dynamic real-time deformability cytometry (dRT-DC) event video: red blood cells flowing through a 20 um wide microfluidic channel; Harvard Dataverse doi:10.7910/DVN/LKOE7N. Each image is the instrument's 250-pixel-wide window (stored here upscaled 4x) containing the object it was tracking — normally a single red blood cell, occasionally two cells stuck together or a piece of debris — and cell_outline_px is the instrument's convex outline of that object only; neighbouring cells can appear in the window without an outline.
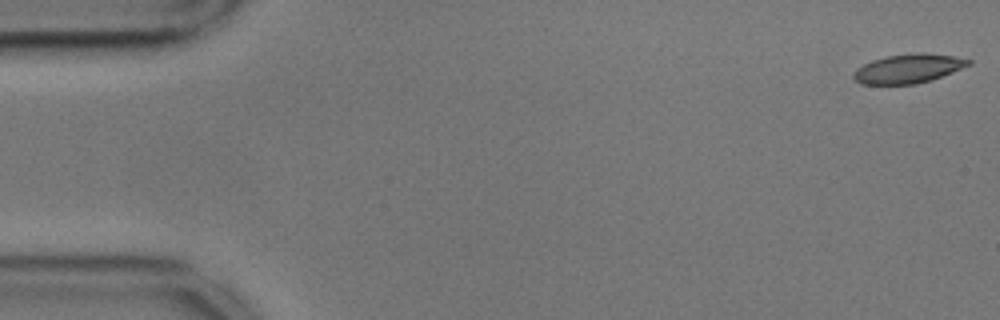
{"species": "common noctule bat (a hibernating species)", "species_latin": "Nyctalus noctula", "temperature_condition": "cold", "stored_images_in_passage": 55, "camera_frame_rate_fps": 3000, "um_per_image_px": 0.085, "animal": {"sex": "male", "body_mass_g": 17.9, "forearm_length_mm": 54.2}, "frame": {"image": 1, "passage_image": 1, "time_ms": 0.0, "image_size_px": [1000, 320], "cell_outline_px": [[972, 64], [932, 80], [916, 84], [860, 84], [852, 80], [852, 72], [856, 68], [872, 60], [888, 56], [920, 52], [924, 52], [952, 56], [972, 60]], "centroid_in_image_um": [77.17, 5.84], "position_along_channel_um": 7.8, "area_um2": 19.59}}
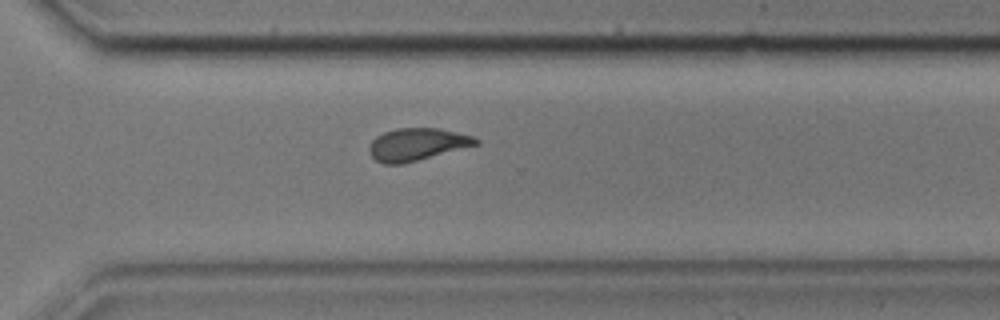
{"frame": {"image": 2, "passage_image": 39, "time_ms": 12.667, "image_size_px": [1000, 320], "cell_outline_px": [[480, 144], [400, 164], [384, 164], [376, 160], [372, 156], [368, 148], [372, 140], [376, 136], [384, 132], [396, 128], [440, 128], [472, 136], [480, 140]], "centroid_in_image_um": [35.44, 12.26], "position_along_channel_um": 335.2, "area_um2": 19.94}}
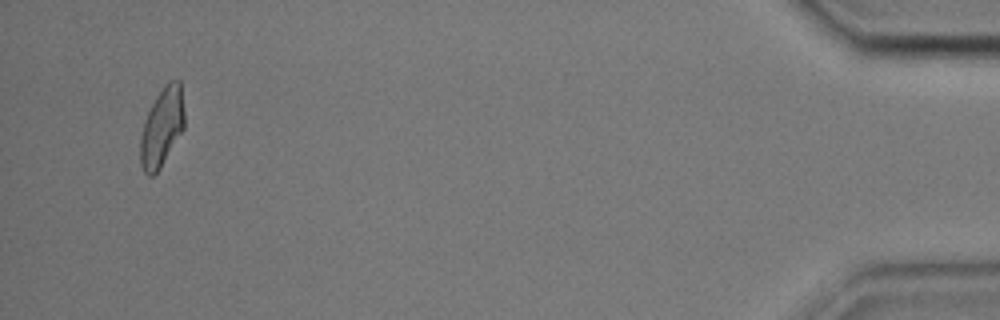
{"frame": {"image": 3, "passage_image": 53, "time_ms": 17.333, "image_size_px": [1000, 320], "cell_outline_px": [[184, 128], [160, 168], [152, 176], [148, 176], [144, 172], [140, 164], [140, 136], [148, 112], [156, 96], [164, 84], [168, 80], [180, 80], [184, 112]], "centroid_in_image_um": [13.76, 10.8], "position_along_channel_um": 421.4, "area_um2": 20.11}, "authors_computed_cell_mechanics": {"area_um2": 20.3456, "velocity_mm_per_s": 3.5887, "shape_relaxation_time_tau1_ms": 5.5623, "shape_relaxation_time_tau2_ms": 3.5109, "deformation_change_tau1": 0.1539, "deformation_change_tau2": 0.1034}}